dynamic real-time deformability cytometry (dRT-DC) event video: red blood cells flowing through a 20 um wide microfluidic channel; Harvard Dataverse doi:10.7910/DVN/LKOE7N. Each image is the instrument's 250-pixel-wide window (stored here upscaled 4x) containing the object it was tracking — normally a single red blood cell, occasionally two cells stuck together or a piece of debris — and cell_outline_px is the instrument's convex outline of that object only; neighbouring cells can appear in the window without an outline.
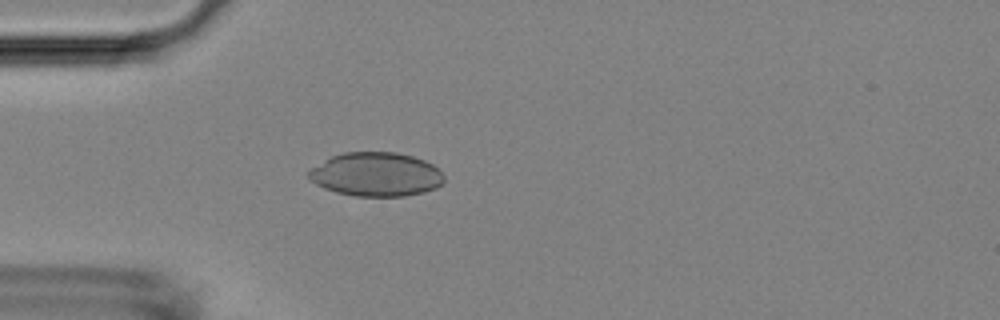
{"species": "Egyptian fruit bat (a non-hibernating species)", "species_latin": "Rousettus aegyptiacus", "temperature_condition": "room temperature", "stored_images_in_passage": 3, "camera_frame_rate_fps": 3000, "um_per_image_px": 0.085, "animal": {"sex": "female"}, "frame": {"image": 1, "passage_image": 3, "time_ms": 0.667, "image_size_px": [1000, 320], "cell_outline_px": [[444, 180], [436, 188], [424, 192], [404, 196], [356, 196], [336, 192], [324, 188], [308, 180], [308, 172], [312, 168], [324, 160], [332, 156], [344, 152], [396, 152], [412, 156], [424, 160], [432, 164], [444, 176]], "centroid_in_image_um": [31.95, 14.82], "position_along_channel_um": 53.1, "area_um2": 34.56}}